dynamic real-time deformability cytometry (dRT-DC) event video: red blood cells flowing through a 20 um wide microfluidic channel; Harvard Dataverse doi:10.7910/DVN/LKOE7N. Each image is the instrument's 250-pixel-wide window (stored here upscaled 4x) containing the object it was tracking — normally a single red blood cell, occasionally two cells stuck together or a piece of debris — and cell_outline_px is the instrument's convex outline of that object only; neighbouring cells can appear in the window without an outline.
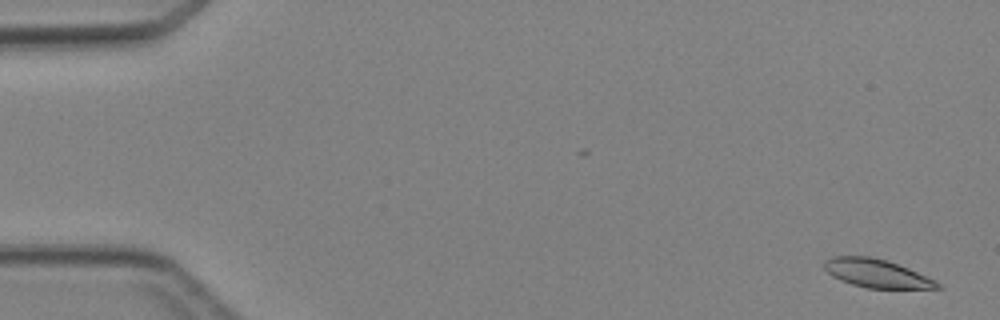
{"species": "Egyptian fruit bat (a non-hibernating species)", "species_latin": "Rousettus aegyptiacus", "temperature_condition": "cold", "stored_images_in_passage": 7, "camera_frame_rate_fps": 3000, "um_per_image_px": 0.085, "animal": {"sex": "female"}, "frame": {"image": 1, "passage_image": 1, "time_ms": 0.0, "image_size_px": [1000, 320], "cell_outline_px": [[944, 288], [868, 288], [852, 284], [840, 280], [832, 276], [824, 268], [824, 260], [832, 256], [868, 256], [884, 260], [908, 268], [936, 280]], "centroid_in_image_um": [74.5, 23.23], "position_along_channel_um": 10.5, "area_um2": 18.5}}
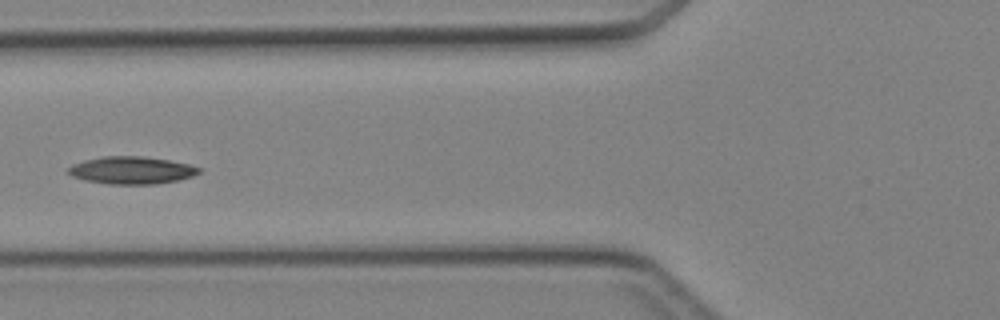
{"frame": {"image": 2, "passage_image": 6, "time_ms": 5.667, "image_size_px": [1000, 320], "cell_outline_px": [[200, 172], [192, 176], [180, 180], [156, 184], [108, 184], [84, 180], [72, 176], [68, 172], [68, 168], [72, 164], [84, 160], [104, 156], [140, 156], [168, 160], [188, 164], [200, 168]], "centroid_in_image_um": [11.17, 14.48], "position_along_channel_um": 114.6, "area_um2": 20.87}}
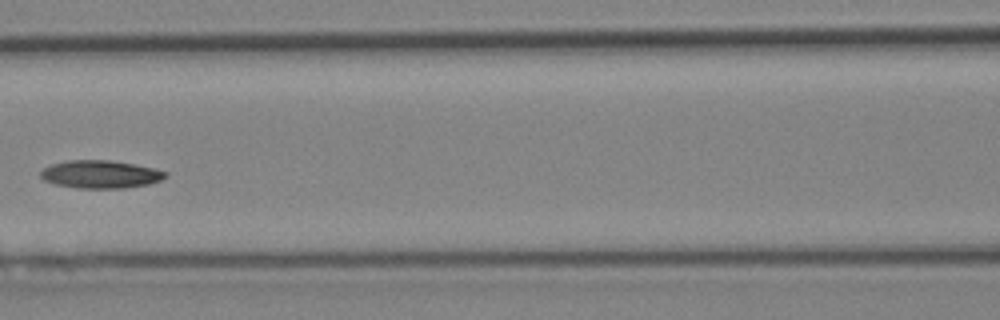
{"frame": {"image": 3, "passage_image": 7, "time_ms": 6.667, "image_size_px": [1000, 320], "cell_outline_px": [[168, 176], [160, 180], [148, 184], [124, 188], [76, 188], [56, 184], [44, 180], [40, 176], [40, 172], [44, 168], [52, 164], [68, 160], [112, 160], [152, 168], [168, 172]], "centroid_in_image_um": [8.53, 14.81], "position_along_channel_um": 158.1, "area_um2": 20.17}}